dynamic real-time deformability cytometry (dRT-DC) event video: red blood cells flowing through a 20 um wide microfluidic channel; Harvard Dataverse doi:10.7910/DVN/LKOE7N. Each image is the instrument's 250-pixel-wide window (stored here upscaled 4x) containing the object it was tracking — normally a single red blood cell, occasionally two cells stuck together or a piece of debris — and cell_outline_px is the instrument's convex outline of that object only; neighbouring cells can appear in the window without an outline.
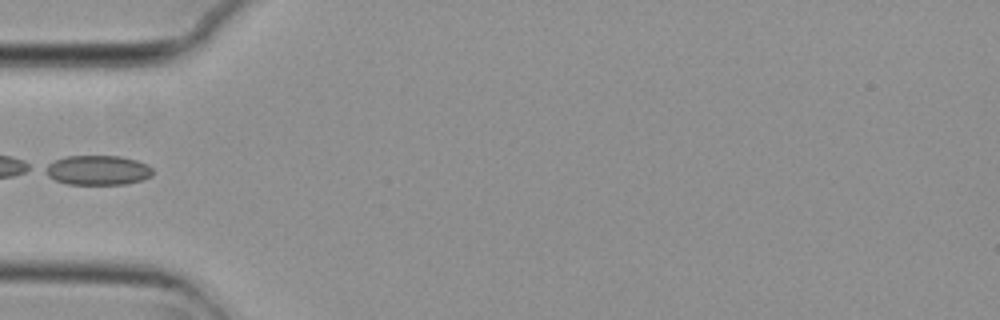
{"species": "common noctule bat (a hibernating species)", "species_latin": "Nyctalus noctula", "temperature_condition": "cold", "stored_images_in_passage": 5, "camera_frame_rate_fps": 3000, "um_per_image_px": 0.085, "animal": {"sex": "female", "body_mass_g": 29.2, "forearm_length_mm": 56.3}, "frame": {"image": 1, "passage_image": 5, "time_ms": 1.333, "image_size_px": [1000, 320], "cell_outline_px": [[152, 176], [140, 180], [124, 184], [68, 184], [56, 180], [48, 176], [40, 168], [64, 156], [120, 156], [136, 160], [148, 164], [152, 168]], "centroid_in_image_um": [8.27, 14.46], "position_along_channel_um": 76.7, "area_um2": 18.61}}